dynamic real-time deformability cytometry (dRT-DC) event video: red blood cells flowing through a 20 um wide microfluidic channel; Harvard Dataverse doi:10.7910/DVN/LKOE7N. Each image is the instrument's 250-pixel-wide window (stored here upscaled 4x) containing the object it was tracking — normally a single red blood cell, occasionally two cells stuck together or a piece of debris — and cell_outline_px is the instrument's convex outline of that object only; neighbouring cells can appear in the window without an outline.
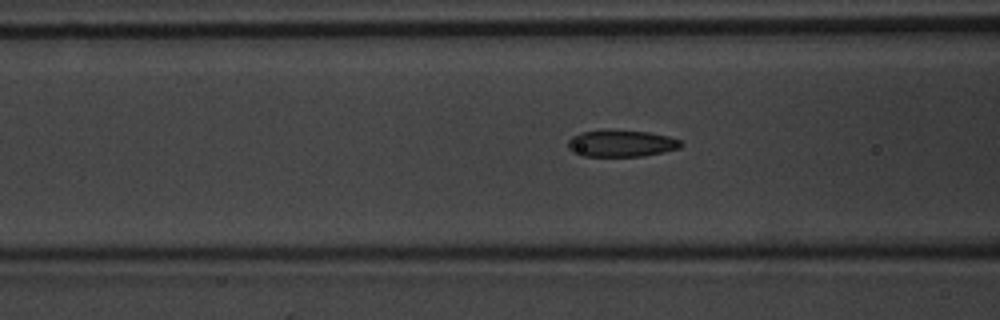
{"species": "common noctule bat (a hibernating species)", "species_latin": "Nyctalus noctula", "temperature_condition": "warm", "stored_images_in_passage": 54, "camera_frame_rate_fps": 3000, "um_per_image_px": 0.085, "animal": {"sex": "male", "body_mass_g": 20.1, "forearm_length_mm": 53.5}, "frame": {"image": 1, "passage_image": 21, "time_ms": 6.667, "image_size_px": [1000, 320], "cell_outline_px": [[684, 144], [680, 148], [664, 152], [644, 156], [584, 156], [572, 152], [568, 148], [568, 140], [572, 136], [580, 132], [648, 132], [668, 136], [680, 140]], "centroid_in_image_um": [52.84, 12.23], "position_along_channel_um": 113.8, "area_um2": 17.11}}
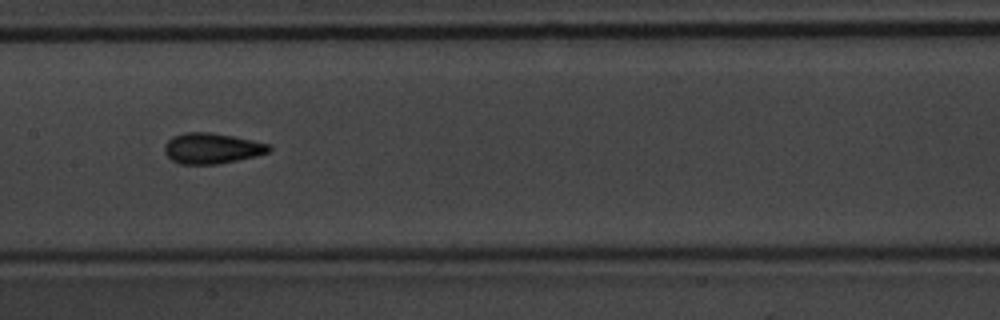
{"frame": {"image": 2, "passage_image": 27, "time_ms": 8.667, "image_size_px": [1000, 320], "cell_outline_px": [[272, 148], [268, 152], [256, 156], [216, 164], [180, 164], [172, 160], [164, 152], [164, 144], [172, 136], [184, 132], [208, 132], [232, 136], [252, 140], [268, 144]], "centroid_in_image_um": [17.97, 12.6], "position_along_channel_um": 189.4, "area_um2": 18.55}}
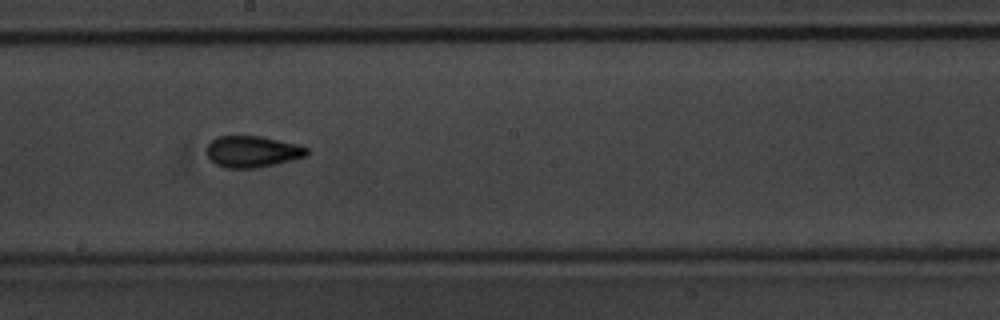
{"frame": {"image": 3, "passage_image": 30, "time_ms": 9.667, "image_size_px": [1000, 320], "cell_outline_px": [[308, 156], [292, 160], [256, 168], [224, 168], [216, 164], [208, 156], [204, 148], [216, 136], [260, 136], [296, 144], [308, 148]], "centroid_in_image_um": [21.42, 12.88], "position_along_channel_um": 226.8, "area_um2": 18.38}, "authors_computed_cell_mechanics": {"area_um2": 17.7735, "velocity_mm_per_s": 3.7613, "shape_relaxation_time_tau1_ms": 4.8024, "shape_relaxation_time_tau2_ms": 0.802, "deformation_change_tau1": 0.1672, "deformation_change_tau2": 0.0645}}